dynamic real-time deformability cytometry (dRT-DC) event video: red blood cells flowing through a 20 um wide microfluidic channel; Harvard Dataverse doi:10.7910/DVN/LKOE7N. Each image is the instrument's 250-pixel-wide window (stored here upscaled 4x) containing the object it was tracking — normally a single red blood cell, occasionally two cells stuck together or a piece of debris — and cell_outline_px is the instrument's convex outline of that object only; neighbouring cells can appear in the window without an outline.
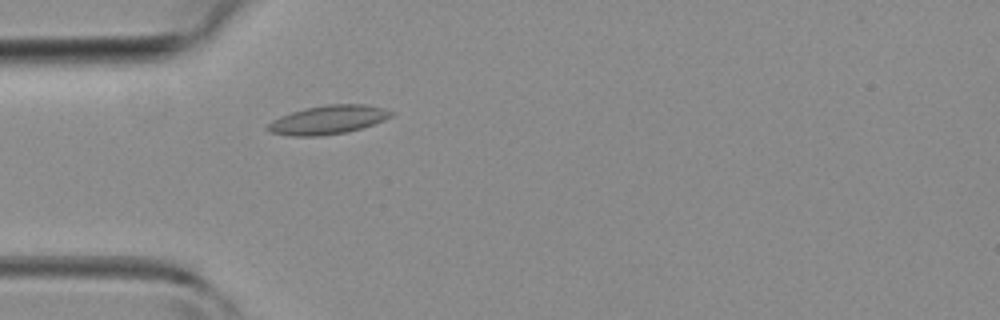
{"species": "common noctule bat (a hibernating species)", "species_latin": "Nyctalus noctula", "temperature_condition": "room temperature", "stored_images_in_passage": 27, "camera_frame_rate_fps": 3000, "um_per_image_px": 0.085, "animal": {"sex": "female", "body_mass_g": 19.3, "forearm_length_mm": 54.1}, "frame": {"image": 1, "passage_image": 2, "time_ms": 0.333, "image_size_px": [1000, 320], "cell_outline_px": [[396, 112], [392, 116], [372, 124], [360, 128], [344, 132], [320, 136], [288, 136], [268, 132], [264, 128], [272, 120], [280, 116], [304, 108], [324, 104], [364, 104], [384, 108]], "centroid_in_image_um": [27.83, 10.18], "position_along_channel_um": 57.2, "area_um2": 20.75}}
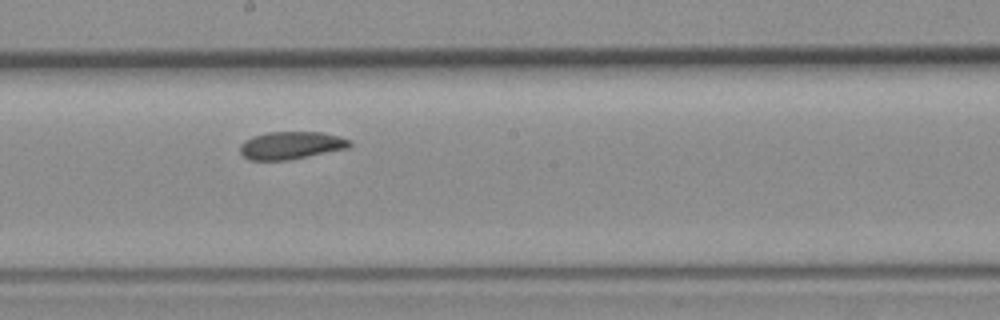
{"frame": {"image": 2, "passage_image": 13, "time_ms": 4.0, "image_size_px": [1000, 320], "cell_outline_px": [[352, 144], [348, 148], [288, 160], [248, 160], [240, 152], [240, 144], [244, 140], [252, 136], [268, 132], [320, 132], [340, 136], [352, 140]], "centroid_in_image_um": [24.74, 12.35], "position_along_channel_um": 223.5, "area_um2": 17.74}}
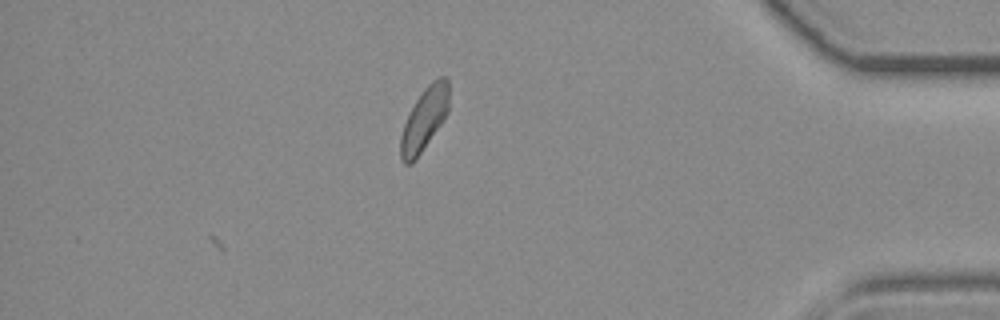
{"frame": {"image": 3, "passage_image": 27, "time_ms": 8.667, "image_size_px": [1000, 320], "cell_outline_px": [[448, 112], [416, 160], [412, 164], [404, 164], [400, 160], [400, 136], [404, 124], [416, 100], [424, 88], [432, 80], [440, 76], [448, 76]], "centroid_in_image_um": [36.05, 10.14], "position_along_channel_um": 399.1, "area_um2": 17.63}}